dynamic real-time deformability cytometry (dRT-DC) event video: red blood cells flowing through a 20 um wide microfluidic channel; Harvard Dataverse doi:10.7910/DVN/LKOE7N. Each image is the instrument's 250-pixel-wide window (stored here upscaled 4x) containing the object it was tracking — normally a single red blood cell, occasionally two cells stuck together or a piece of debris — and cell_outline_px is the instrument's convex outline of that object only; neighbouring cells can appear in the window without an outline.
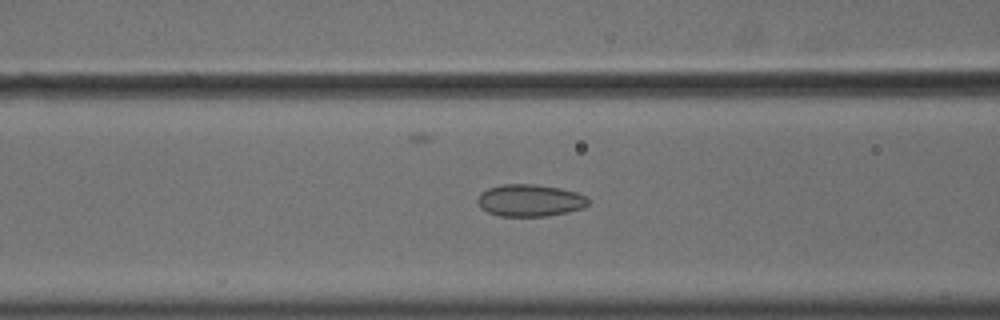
{"species": "common noctule bat (a hibernating species)", "species_latin": "Nyctalus noctula", "temperature_condition": "cold", "stored_images_in_passage": 57, "camera_frame_rate_fps": 3000, "um_per_image_px": 0.085, "animal": {"sex": "male", "body_mass_g": 18.8}, "frame": {"image": 1, "passage_image": 24, "time_ms": 7.667, "image_size_px": [1000, 320], "cell_outline_px": [[588, 204], [584, 208], [568, 212], [544, 216], [500, 216], [488, 212], [480, 208], [476, 200], [480, 192], [488, 188], [504, 184], [536, 184], [560, 188], [576, 192], [588, 196]], "centroid_in_image_um": [45.03, 17.03], "position_along_channel_um": 121.6, "area_um2": 20.87}}
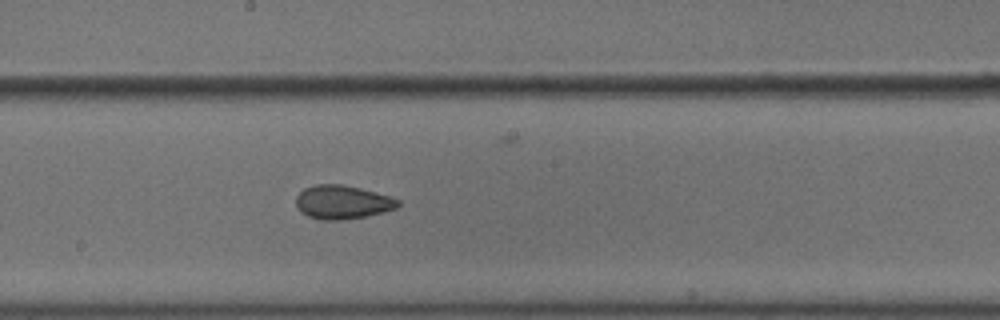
{"frame": {"image": 2, "passage_image": 32, "time_ms": 10.333, "image_size_px": [1000, 320], "cell_outline_px": [[400, 204], [396, 208], [364, 216], [336, 220], [324, 220], [308, 216], [300, 212], [296, 208], [296, 196], [304, 188], [316, 184], [344, 184], [360, 188], [388, 196], [400, 200]], "centroid_in_image_um": [29.05, 17.17], "position_along_channel_um": 219.1, "area_um2": 19.83}}
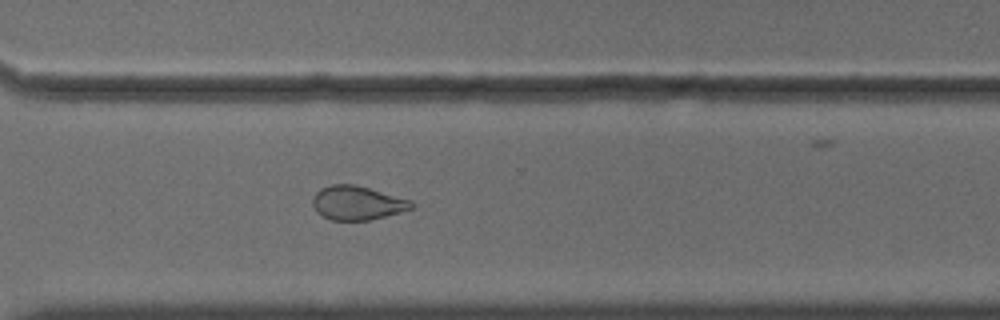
{"frame": {"image": 3, "passage_image": 42, "time_ms": 13.667, "image_size_px": [1000, 320], "cell_outline_px": [[412, 208], [400, 212], [368, 220], [332, 220], [320, 216], [316, 212], [312, 204], [312, 196], [320, 188], [332, 184], [352, 184], [368, 188], [412, 200]], "centroid_in_image_um": [30.3, 17.25], "position_along_channel_um": 340.3, "area_um2": 19.48}, "authors_computed_cell_mechanics": {"area_um2": 21.7906, "velocity_mm_per_s": 3.6516, "shape_relaxation_time_tau1_ms": null, "shape_relaxation_time_tau2_ms": 2.1178, "deformation_change_tau1": null, "deformation_change_tau2": 0.0581}}